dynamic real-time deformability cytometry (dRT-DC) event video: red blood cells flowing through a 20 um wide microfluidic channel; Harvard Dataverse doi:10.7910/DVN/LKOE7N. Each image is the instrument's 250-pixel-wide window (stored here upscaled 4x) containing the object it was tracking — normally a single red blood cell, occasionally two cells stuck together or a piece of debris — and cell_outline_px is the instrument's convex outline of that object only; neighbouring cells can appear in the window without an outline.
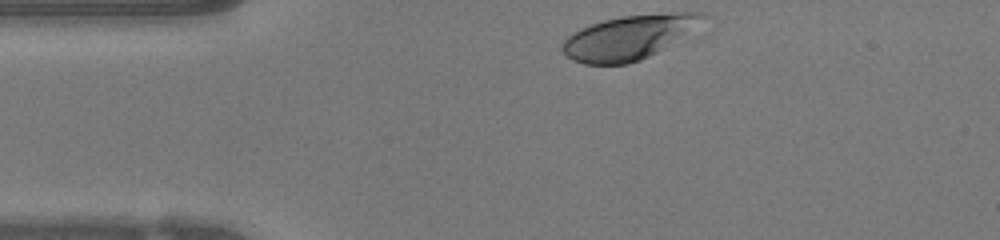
{"species": "human", "species_latin": "Homo sapiens", "temperature_condition": "warm", "stored_images_in_passage": 31, "camera_frame_rate_fps": 3000, "um_per_image_px": 0.085, "donor": {"sex": "female"}, "frame": {"image": 1, "passage_image": 1, "time_ms": 0.0, "image_size_px": [1000, 240], "cell_outline_px": [[708, 16], [656, 52], [640, 60], [628, 64], [584, 64], [572, 60], [560, 48], [564, 40], [568, 36], [580, 28], [604, 20], [620, 16], [676, 12], [704, 12]], "centroid_in_image_um": [53.35, 3.17], "position_along_channel_um": 31.7, "area_um2": 35.14}}
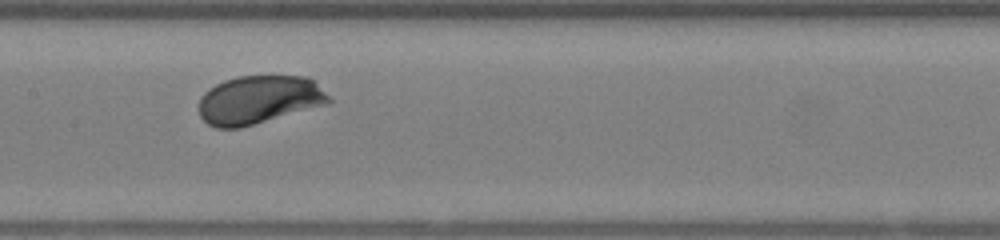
{"frame": {"image": 2, "passage_image": 15, "time_ms": 4.667, "image_size_px": [1000, 240], "cell_outline_px": [[332, 100], [328, 104], [240, 128], [216, 128], [208, 124], [200, 116], [200, 96], [204, 92], [216, 84], [224, 80], [236, 76], [304, 76], [312, 80]], "centroid_in_image_um": [21.98, 8.48], "position_along_channel_um": 185.4, "area_um2": 36.41}}
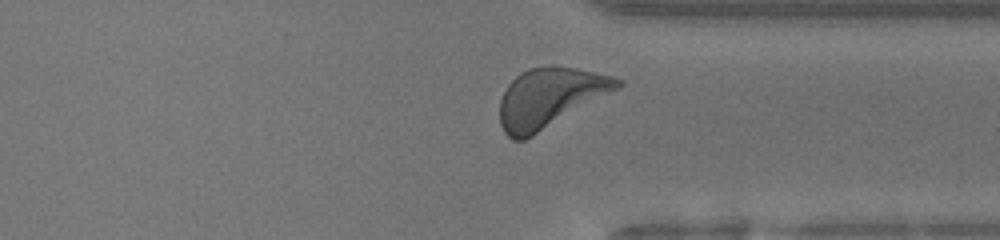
{"frame": {"image": 3, "passage_image": 28, "time_ms": 9.0, "image_size_px": [1000, 240], "cell_outline_px": [[624, 84], [532, 136], [524, 140], [512, 140], [504, 132], [500, 124], [500, 100], [508, 84], [516, 76], [528, 68], [576, 68], [612, 76], [624, 80]], "centroid_in_image_um": [46.69, 8.33], "position_along_channel_um": 364.7, "area_um2": 39.54}, "authors_computed_cell_mechanics": {"area_um2": 36.1828, "velocity_mm_per_s": 4.1616, "shape_relaxation_time_tau1_ms": 1.4591, "shape_relaxation_time_tau2_ms": 7.5222, "deformation_change_tau1": 0.1144, "deformation_change_tau2": 0.1679}}